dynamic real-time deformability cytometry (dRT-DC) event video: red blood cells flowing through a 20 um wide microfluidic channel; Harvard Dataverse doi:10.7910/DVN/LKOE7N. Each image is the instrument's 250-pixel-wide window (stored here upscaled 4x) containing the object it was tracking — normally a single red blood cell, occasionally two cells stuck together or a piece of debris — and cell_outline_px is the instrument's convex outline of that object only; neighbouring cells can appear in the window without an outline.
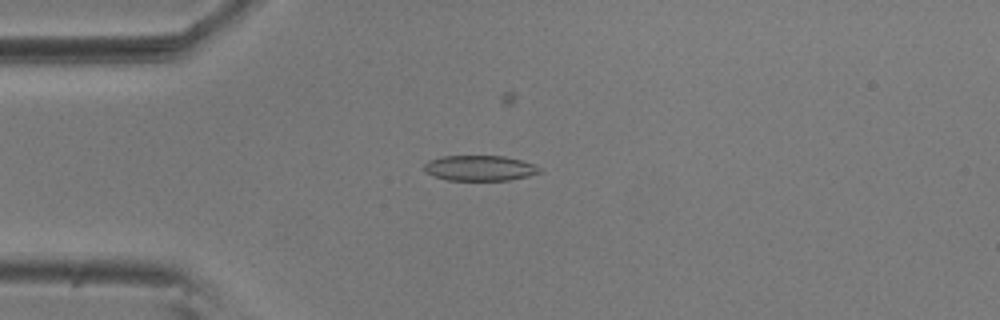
{"species": "common noctule bat (a hibernating species)", "species_latin": "Nyctalus noctula", "temperature_condition": "room temperature", "stored_images_in_passage": 34, "camera_frame_rate_fps": 3000, "um_per_image_px": 0.085, "animal": {"sex": "male", "body_mass_g": 20.5, "forearm_length_mm": 52.5}, "frame": {"image": 1, "passage_image": 5, "time_ms": 1.333, "image_size_px": [1000, 320], "cell_outline_px": [[544, 168], [540, 172], [528, 176], [508, 180], [448, 180], [436, 176], [428, 172], [424, 168], [424, 164], [428, 160], [444, 156], [504, 156], [520, 160]], "centroid_in_image_um": [40.81, 14.28], "position_along_channel_um": 44.2, "area_um2": 16.88}}
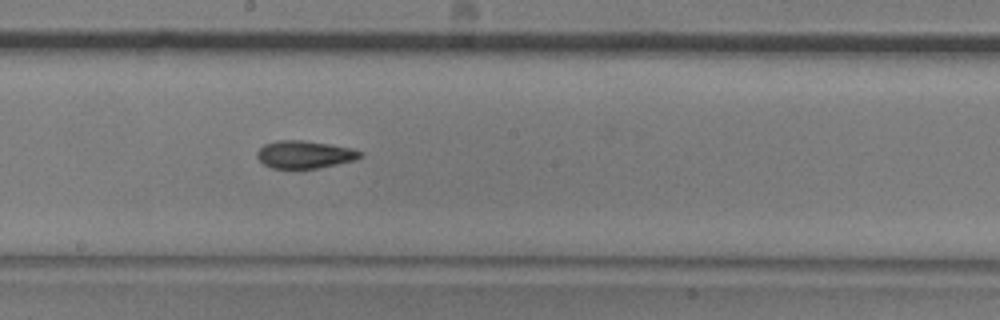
{"frame": {"image": 2, "passage_image": 21, "time_ms": 6.667, "image_size_px": [1000, 320], "cell_outline_px": [[364, 156], [352, 160], [320, 168], [272, 168], [264, 164], [256, 156], [256, 152], [264, 144], [276, 140], [304, 140], [352, 148], [364, 152]], "centroid_in_image_um": [25.89, 13.12], "position_along_channel_um": 222.3, "area_um2": 16.59}}
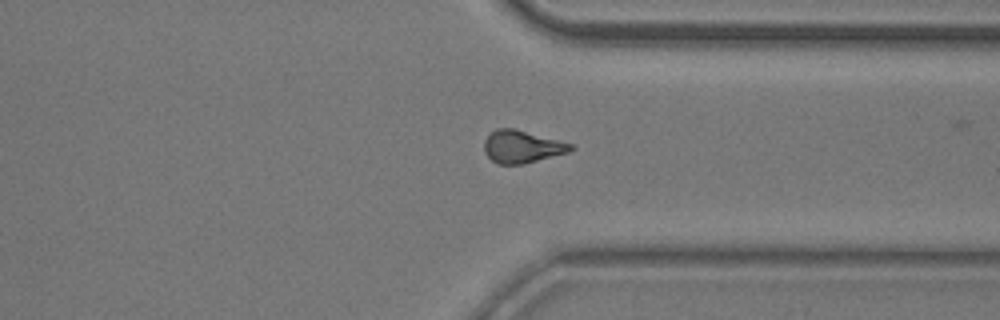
{"frame": {"image": 3, "passage_image": 33, "time_ms": 10.667, "image_size_px": [1000, 320], "cell_outline_px": [[576, 148], [568, 152], [524, 164], [496, 164], [484, 152], [484, 140], [496, 128], [512, 128], [572, 144]], "centroid_in_image_um": [44.35, 12.48], "position_along_channel_um": 367.1, "area_um2": 16.18}}